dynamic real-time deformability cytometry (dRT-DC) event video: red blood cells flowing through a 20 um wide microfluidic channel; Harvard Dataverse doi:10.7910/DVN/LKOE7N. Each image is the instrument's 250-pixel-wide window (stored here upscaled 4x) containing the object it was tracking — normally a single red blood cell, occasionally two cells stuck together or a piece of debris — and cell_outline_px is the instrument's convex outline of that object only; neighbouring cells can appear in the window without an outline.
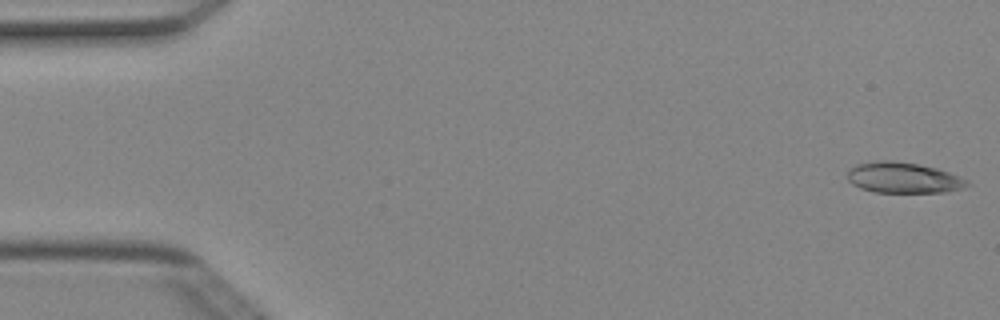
{"species": "Egyptian fruit bat (a non-hibernating species)", "species_latin": "Rousettus aegyptiacus", "temperature_condition": "cold", "stored_images_in_passage": 5, "camera_frame_rate_fps": 3000, "um_per_image_px": 0.085, "animal": {"sex": "female"}, "frame": {"image": 1, "passage_image": 1, "time_ms": 0.0, "image_size_px": [1000, 320], "cell_outline_px": [[972, 184], [964, 188], [948, 192], [876, 192], [860, 188], [852, 184], [848, 180], [848, 168], [856, 164], [876, 160], [892, 160], [920, 164], [936, 168], [960, 176], [968, 180]], "centroid_in_image_um": [76.8, 15.1], "position_along_channel_um": 8.2, "area_um2": 21.73}}
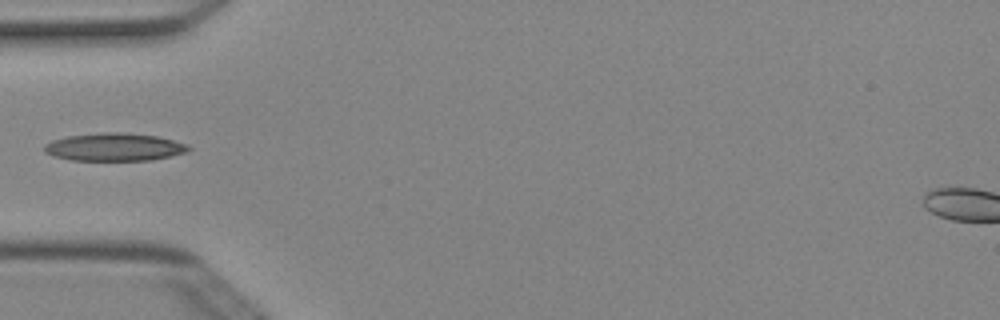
{"frame": {"image": 2, "passage_image": 4, "time_ms": 1.0, "image_size_px": [1000, 320], "cell_outline_px": [[192, 148], [184, 152], [152, 160], [72, 160], [52, 156], [44, 152], [44, 144], [52, 140], [68, 136], [100, 132], [124, 132], [156, 136], [188, 144]], "centroid_in_image_um": [9.68, 12.49], "position_along_channel_um": 75.3, "area_um2": 23.35}}
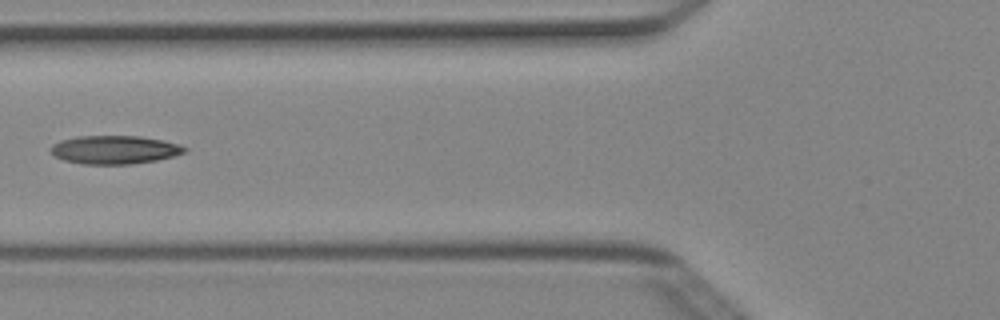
{"frame": {"image": 3, "passage_image": 5, "time_ms": 1.333, "image_size_px": [1000, 320], "cell_outline_px": [[188, 152], [156, 160], [132, 164], [80, 164], [64, 160], [56, 156], [52, 152], [52, 144], [60, 140], [76, 136], [140, 136], [164, 140], [180, 144], [188, 148]], "centroid_in_image_um": [9.78, 12.72], "position_along_channel_um": 116.0, "area_um2": 22.25}}